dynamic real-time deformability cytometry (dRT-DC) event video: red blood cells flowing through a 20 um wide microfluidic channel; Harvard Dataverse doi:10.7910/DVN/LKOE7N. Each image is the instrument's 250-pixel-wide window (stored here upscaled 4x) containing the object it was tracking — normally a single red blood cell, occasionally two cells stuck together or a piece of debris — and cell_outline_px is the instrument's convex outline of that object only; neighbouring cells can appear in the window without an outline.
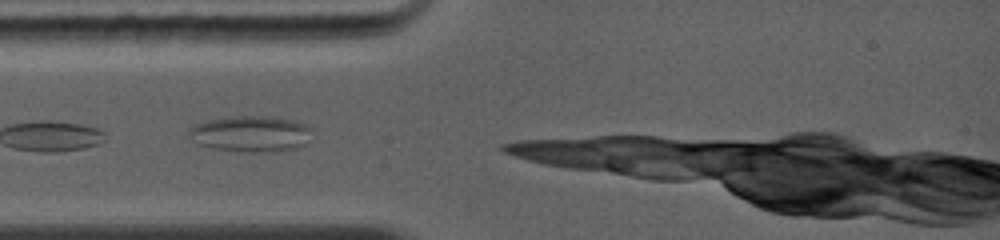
{"species": "common noctule bat (a hibernating species)", "species_latin": "Nyctalus noctula", "temperature_condition": "warm", "stored_images_in_passage": 10, "camera_frame_rate_fps": 5000, "um_per_image_px": 0.085, "animal": {"sex": "female", "body_mass_g": 19.0, "forearm_length_mm": 56.7}, "frame": {"image": 1, "passage_image": 1, "time_ms": 0.0, "image_size_px": [1000, 240], "cell_outline_px": [[312, 128], [304, 144], [292, 148], [252, 152], [248, 152], [216, 148], [196, 144], [188, 136], [188, 128], [196, 124], [208, 120], [228, 116], [272, 116], [296, 120]], "centroid_in_image_um": [21.25, 11.34], "position_along_channel_um": 63.8, "area_um2": 25.55}}
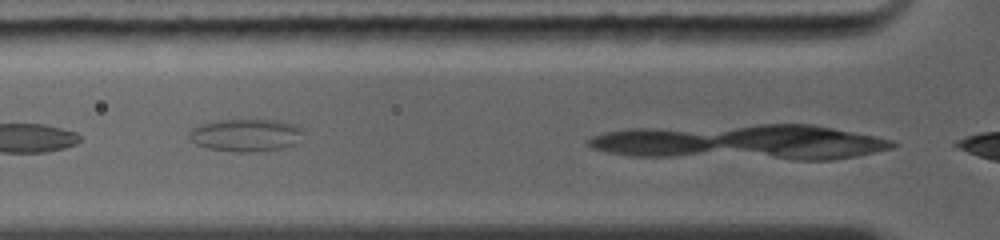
{"frame": {"image": 2, "passage_image": 2, "time_ms": 1.0, "image_size_px": [1000, 240], "cell_outline_px": [[304, 132], [296, 144], [284, 148], [260, 152], [236, 152], [208, 148], [196, 144], [188, 136], [188, 132], [192, 128], [200, 124], [216, 120], [280, 120], [304, 128]], "centroid_in_image_um": [20.92, 11.49], "position_along_channel_um": 104.9, "area_um2": 21.96}}